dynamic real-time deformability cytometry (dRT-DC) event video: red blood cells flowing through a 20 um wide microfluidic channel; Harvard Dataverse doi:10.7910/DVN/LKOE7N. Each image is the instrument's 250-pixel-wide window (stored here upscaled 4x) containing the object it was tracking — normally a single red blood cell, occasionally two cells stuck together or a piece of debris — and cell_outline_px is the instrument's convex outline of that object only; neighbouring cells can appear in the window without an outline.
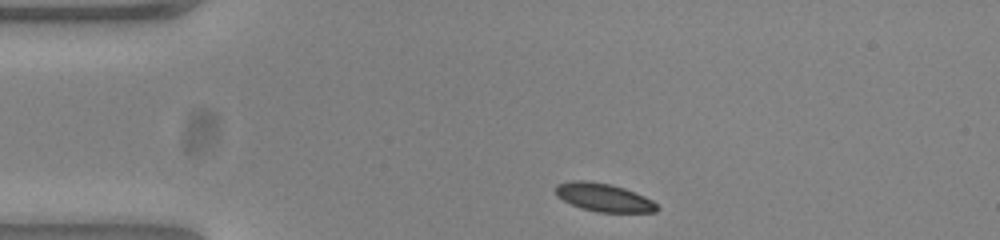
{"species": "common noctule bat (a hibernating species)", "species_latin": "Nyctalus noctula", "temperature_condition": "warm", "stored_images_in_passage": 35, "camera_frame_rate_fps": 3000, "um_per_image_px": 0.085, "animal": {"sex": "female", "body_mass_g": 23.0, "forearm_length_mm": 53.4}, "frame": {"image": 1, "passage_image": 1, "time_ms": 0.0, "image_size_px": [1000, 240], "cell_outline_px": [[660, 208], [656, 212], [596, 212], [580, 208], [556, 196], [556, 184], [572, 180], [588, 180], [612, 184], [624, 188], [644, 196], [652, 200]], "centroid_in_image_um": [51.31, 16.77], "position_along_channel_um": 33.7, "area_um2": 16.76}}
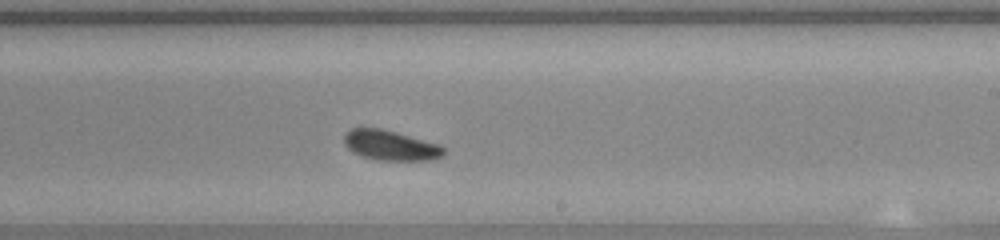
{"frame": {"image": 2, "passage_image": 22, "time_ms": 7.0, "image_size_px": [1000, 240], "cell_outline_px": [[444, 156], [432, 160], [380, 160], [364, 156], [352, 152], [344, 144], [344, 132], [352, 128], [380, 128], [396, 132], [440, 144], [444, 148]], "centroid_in_image_um": [33.2, 12.35], "position_along_channel_um": 255.8, "area_um2": 17.46}}
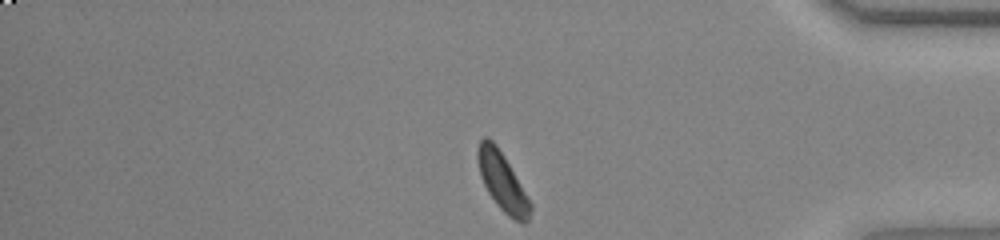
{"frame": {"image": 3, "passage_image": 35, "time_ms": 11.333, "image_size_px": [1000, 240], "cell_outline_px": [[532, 208], [528, 220], [524, 224], [520, 224], [508, 216], [496, 204], [488, 192], [480, 176], [476, 156], [476, 148], [480, 140], [484, 136], [492, 140], [496, 144], [504, 156], [532, 204]], "centroid_in_image_um": [42.68, 15.45], "position_along_channel_um": 392.5, "area_um2": 17.92}, "authors_computed_cell_mechanics": {"area_um2": 17.5712, "velocity_mm_per_s": 3.8068, "shape_relaxation_time_tau1_ms": 1.5895, "shape_relaxation_time_tau2_ms": null, "deformation_change_tau1": 0.0687, "deformation_change_tau2": null}}